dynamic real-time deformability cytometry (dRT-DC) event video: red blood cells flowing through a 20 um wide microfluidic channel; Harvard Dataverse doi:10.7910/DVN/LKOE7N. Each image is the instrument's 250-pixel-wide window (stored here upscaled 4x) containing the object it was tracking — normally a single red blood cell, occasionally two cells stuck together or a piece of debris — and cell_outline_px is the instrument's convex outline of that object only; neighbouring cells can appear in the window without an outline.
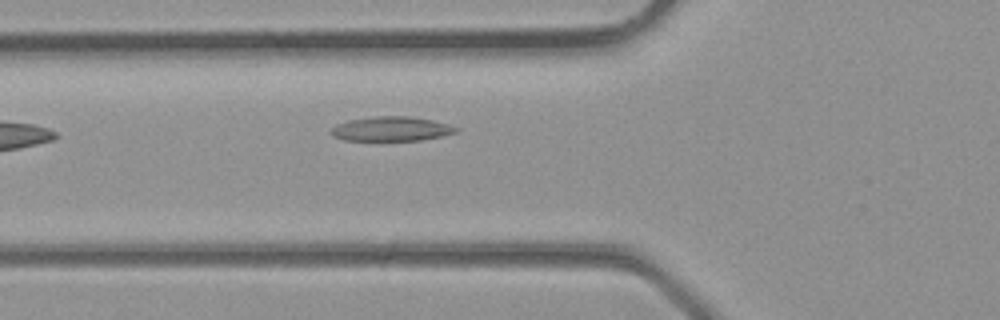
{"species": "common noctule bat (a hibernating species)", "species_latin": "Nyctalus noctula", "temperature_condition": "room temperature", "stored_images_in_passage": 3, "camera_frame_rate_fps": 3000, "um_per_image_px": 0.085, "animal": {"sex": "male", "body_mass_g": 23.1, "forearm_length_mm": 52.7}, "frame": {"image": 1, "passage_image": 3, "time_ms": 0.667, "image_size_px": [1000, 320], "cell_outline_px": [[460, 128], [456, 132], [444, 136], [420, 140], [344, 140], [336, 136], [332, 132], [332, 128], [336, 124], [348, 120], [372, 116], [408, 116], [432, 120], [448, 124]], "centroid_in_image_um": [33.3, 10.94], "position_along_channel_um": 92.5, "area_um2": 17.69}}